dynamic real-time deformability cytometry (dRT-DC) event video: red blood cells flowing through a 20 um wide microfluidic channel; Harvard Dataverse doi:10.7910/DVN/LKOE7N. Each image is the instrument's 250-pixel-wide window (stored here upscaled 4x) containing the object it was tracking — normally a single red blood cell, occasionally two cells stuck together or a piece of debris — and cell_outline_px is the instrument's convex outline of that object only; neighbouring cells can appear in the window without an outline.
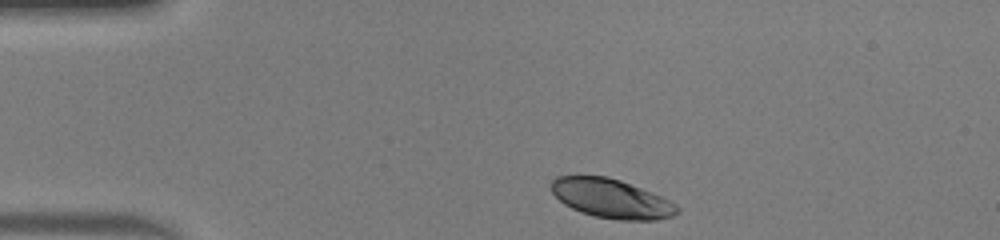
{"species": "human", "species_latin": "Homo sapiens", "temperature_condition": "warm", "stored_images_in_passage": 33, "camera_frame_rate_fps": 3000, "um_per_image_px": 0.085, "donor": {"sex": "male"}, "frame": {"image": 1, "passage_image": 1, "time_ms": 0.0, "image_size_px": [1000, 240], "cell_outline_px": [[680, 212], [672, 216], [656, 220], [616, 220], [596, 216], [580, 212], [564, 204], [552, 192], [552, 180], [556, 176], [608, 176], [620, 180], [652, 192], [676, 204], [680, 208]], "centroid_in_image_um": [51.99, 16.88], "position_along_channel_um": 33.0, "area_um2": 28.61}}
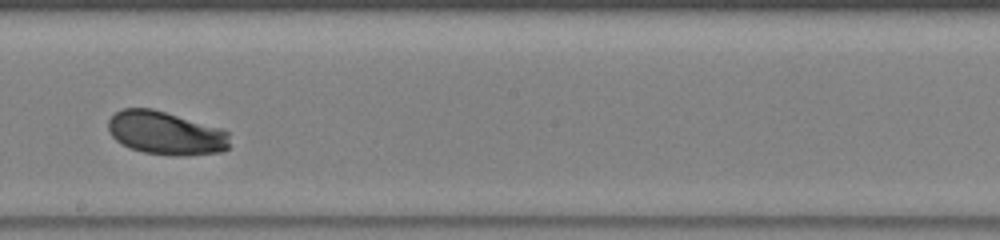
{"frame": {"image": 2, "passage_image": 19, "time_ms": 6.0, "image_size_px": [1000, 240], "cell_outline_px": [[228, 148], [220, 152], [188, 156], [172, 156], [144, 152], [128, 148], [116, 140], [108, 132], [108, 120], [120, 108], [152, 108], [224, 128], [228, 132]], "centroid_in_image_um": [14.09, 11.31], "position_along_channel_um": 234.1, "area_um2": 31.15}}
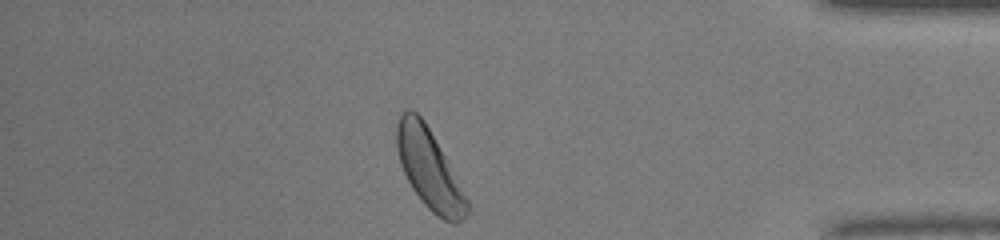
{"frame": {"image": 3, "passage_image": 33, "time_ms": 10.667, "image_size_px": [1000, 240], "cell_outline_px": [[468, 212], [456, 224], [452, 224], [444, 220], [432, 212], [420, 200], [412, 188], [400, 164], [396, 144], [396, 124], [400, 112], [408, 108], [412, 108], [424, 120], [444, 156], [468, 200]], "centroid_in_image_um": [36.43, 14.34], "position_along_channel_um": 398.8, "area_um2": 32.14}, "authors_computed_cell_mechanics": {"area_um2": 30.2872, "velocity_mm_per_s": 4.2661, "shape_relaxation_time_tau1_ms": 1.0473, "shape_relaxation_time_tau2_ms": null, "deformation_change_tau1": 0.09, "deformation_change_tau2": null}}